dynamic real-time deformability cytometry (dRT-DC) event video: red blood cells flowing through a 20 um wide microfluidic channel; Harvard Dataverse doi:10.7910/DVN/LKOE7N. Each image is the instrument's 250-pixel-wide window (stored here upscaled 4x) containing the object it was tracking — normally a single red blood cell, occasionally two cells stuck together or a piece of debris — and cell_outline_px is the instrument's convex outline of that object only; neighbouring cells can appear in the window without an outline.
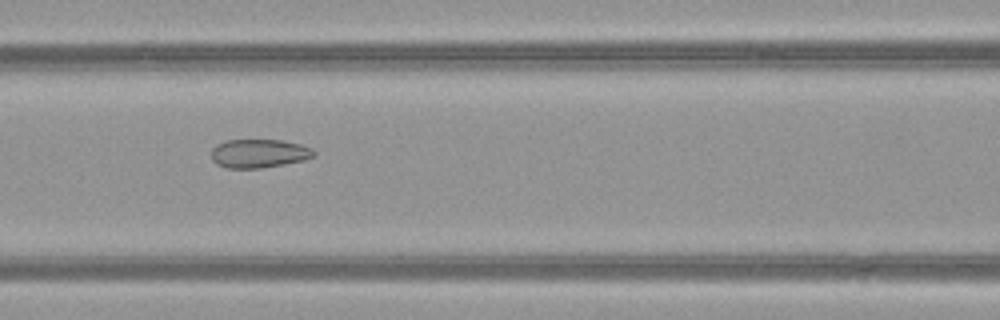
{"species": "common noctule bat (a hibernating species)", "species_latin": "Nyctalus noctula", "temperature_condition": "warm", "stored_images_in_passage": 38, "camera_frame_rate_fps": 3000, "um_per_image_px": 0.085, "animal": {"sex": "female", "body_mass_g": 21.9}, "frame": {"image": 1, "passage_image": 9, "time_ms": 2.667, "image_size_px": [1000, 320], "cell_outline_px": [[316, 156], [304, 160], [284, 164], [260, 168], [224, 168], [216, 164], [212, 160], [212, 148], [216, 144], [224, 140], [284, 140], [300, 144], [312, 148], [316, 152]], "centroid_in_image_um": [22.01, 13.04], "position_along_channel_um": 144.6, "area_um2": 17.34}}
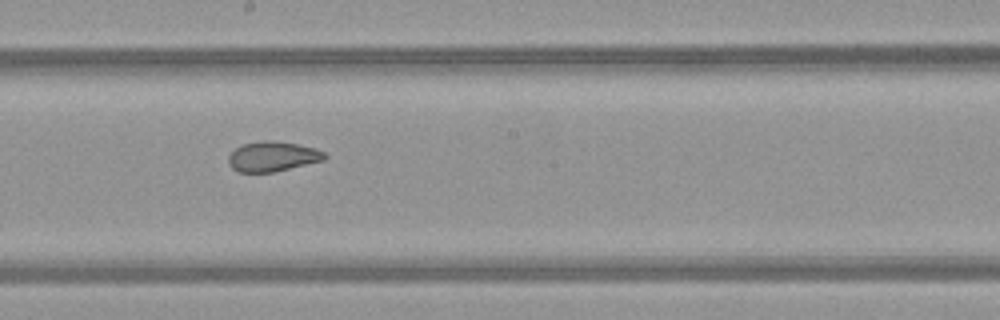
{"frame": {"image": 2, "passage_image": 15, "time_ms": 4.667, "image_size_px": [1000, 320], "cell_outline_px": [[328, 156], [324, 160], [272, 172], [236, 172], [228, 164], [228, 156], [236, 148], [244, 144], [264, 140], [272, 140], [296, 144], [316, 148], [324, 152]], "centroid_in_image_um": [23.16, 13.3], "position_along_channel_um": 225.0, "area_um2": 16.7}}
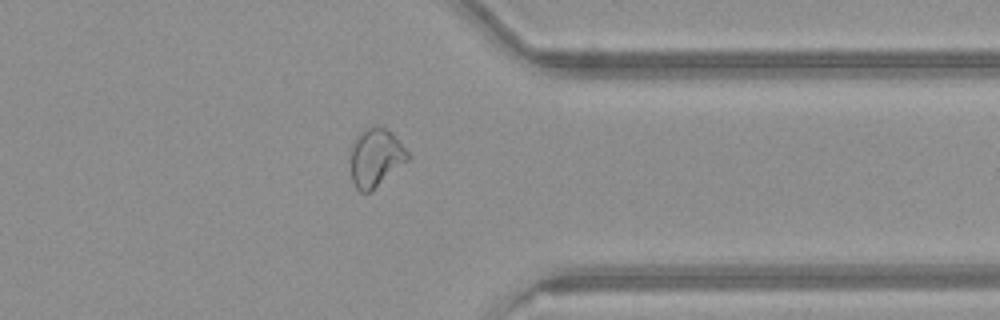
{"frame": {"image": 3, "passage_image": 27, "time_ms": 8.667, "image_size_px": [1000, 320], "cell_outline_px": [[408, 160], [372, 192], [360, 192], [352, 184], [352, 144], [356, 136], [364, 128], [372, 124], [376, 124], [384, 128], [408, 152]], "centroid_in_image_um": [31.9, 13.42], "position_along_channel_um": 379.5, "area_um2": 19.19}}